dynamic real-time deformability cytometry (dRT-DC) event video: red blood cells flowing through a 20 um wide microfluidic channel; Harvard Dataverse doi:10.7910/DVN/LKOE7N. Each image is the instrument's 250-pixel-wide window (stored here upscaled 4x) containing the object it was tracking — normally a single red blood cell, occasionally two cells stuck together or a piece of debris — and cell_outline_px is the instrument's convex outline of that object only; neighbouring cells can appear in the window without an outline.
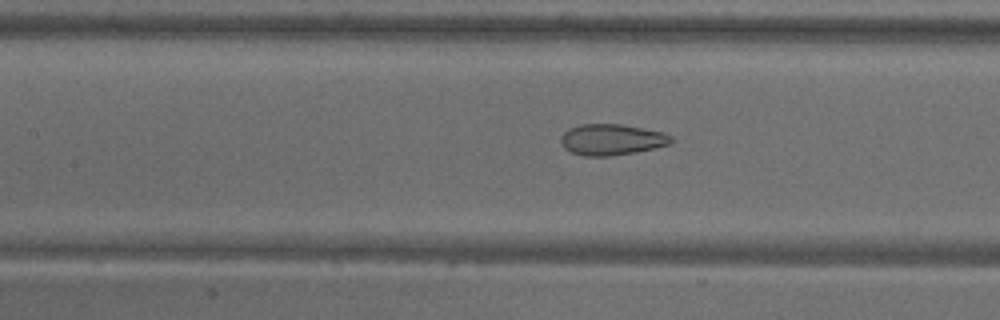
{"species": "common noctule bat (a hibernating species)", "species_latin": "Nyctalus noctula", "temperature_condition": "warm", "stored_images_in_passage": 55, "camera_frame_rate_fps": 3000, "um_per_image_px": 0.085, "animal": {"sex": "male", "body_mass_g": 18.8}, "frame": {"image": 1, "passage_image": 25, "time_ms": 8.0, "image_size_px": [1000, 320], "cell_outline_px": [[676, 140], [668, 144], [656, 148], [636, 152], [612, 156], [584, 156], [572, 152], [564, 148], [560, 140], [560, 136], [568, 128], [580, 124], [620, 124], [660, 132], [672, 136]], "centroid_in_image_um": [51.97, 11.87], "position_along_channel_um": 155.4, "area_um2": 20.0}}
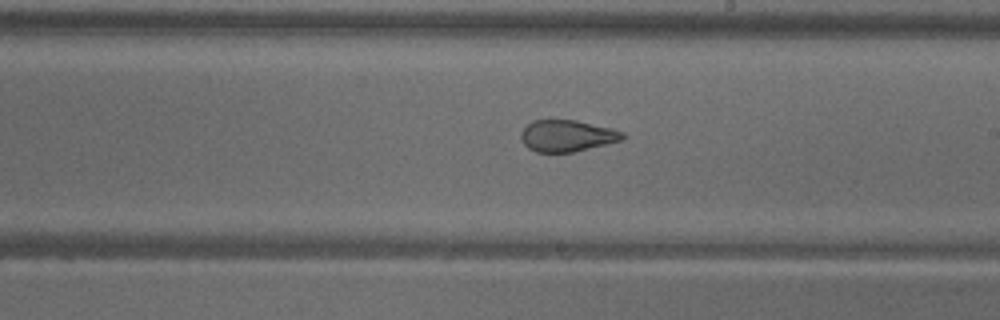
{"frame": {"image": 2, "passage_image": 32, "time_ms": 10.333, "image_size_px": [1000, 320], "cell_outline_px": [[624, 136], [620, 140], [572, 152], [536, 152], [528, 148], [524, 144], [520, 136], [520, 132], [532, 120], [576, 120], [612, 128], [624, 132]], "centroid_in_image_um": [48.16, 11.53], "position_along_channel_um": 240.8, "area_um2": 18.5}}
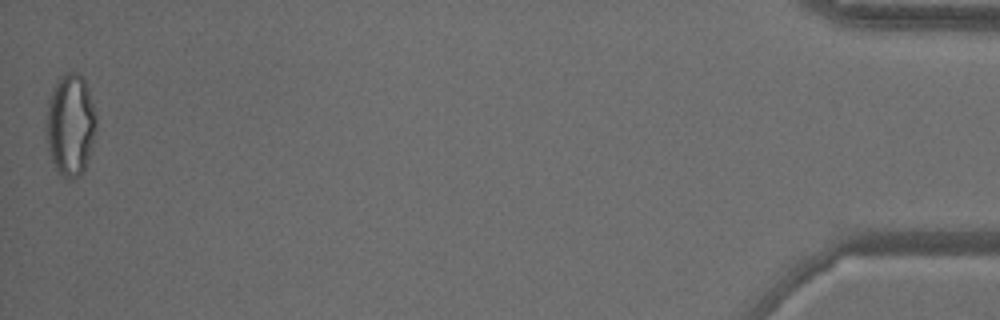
{"frame": {"image": 3, "passage_image": 55, "time_ms": 18.0, "image_size_px": [1000, 320], "cell_outline_px": [[96, 124], [84, 172], [80, 176], [72, 180], [68, 180], [60, 176], [52, 160], [48, 148], [48, 100], [60, 76], [68, 72], [80, 72], [88, 88], [96, 116]], "centroid_in_image_um": [6.0, 10.64], "position_along_channel_um": 429.2, "area_um2": 29.13}, "authors_computed_cell_mechanics": {"area_um2": 24.565, "velocity_mm_per_s": 3.6734, "shape_relaxation_time_tau1_ms": null, "shape_relaxation_time_tau2_ms": 1.1403, "deformation_change_tau1": null, "deformation_change_tau2": 0.0785}}